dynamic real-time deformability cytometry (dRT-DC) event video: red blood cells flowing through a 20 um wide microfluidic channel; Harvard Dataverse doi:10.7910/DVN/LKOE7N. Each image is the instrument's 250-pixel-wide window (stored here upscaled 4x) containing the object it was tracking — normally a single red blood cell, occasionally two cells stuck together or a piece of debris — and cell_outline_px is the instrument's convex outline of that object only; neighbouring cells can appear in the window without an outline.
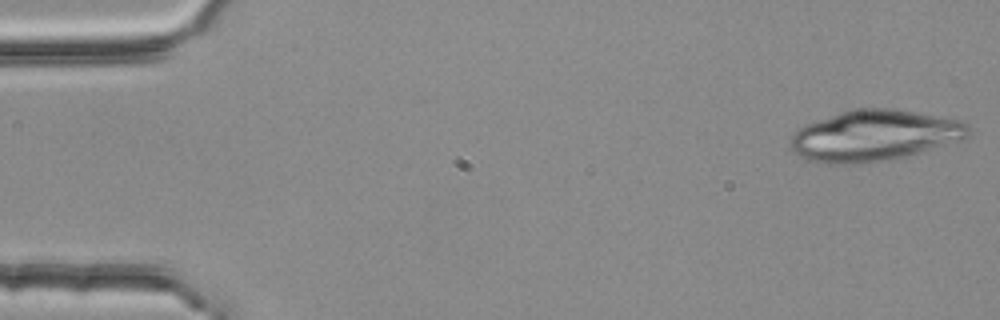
{"species": "common noctule bat (a hibernating species)", "species_latin": "Nyctalus noctula", "temperature_condition": "room temperature", "stored_images_in_passage": 3, "camera_frame_rate_fps": 3000, "um_per_image_px": 0.085, "animal": {"sex": "female", "body_mass_g": 25.1}, "frame": {"image": 1, "passage_image": 1, "time_ms": 0.0, "image_size_px": [1000, 320], "cell_outline_px": [[972, 132], [968, 136], [960, 140], [904, 156], [888, 160], [860, 164], [820, 164], [808, 160], [800, 156], [788, 148], [788, 140], [792, 132], [796, 128], [804, 124], [844, 112], [860, 108], [892, 108], [960, 120], [968, 124], [972, 128]], "centroid_in_image_um": [74.24, 11.54], "position_along_channel_um": 10.8, "area_um2": 53.06}}